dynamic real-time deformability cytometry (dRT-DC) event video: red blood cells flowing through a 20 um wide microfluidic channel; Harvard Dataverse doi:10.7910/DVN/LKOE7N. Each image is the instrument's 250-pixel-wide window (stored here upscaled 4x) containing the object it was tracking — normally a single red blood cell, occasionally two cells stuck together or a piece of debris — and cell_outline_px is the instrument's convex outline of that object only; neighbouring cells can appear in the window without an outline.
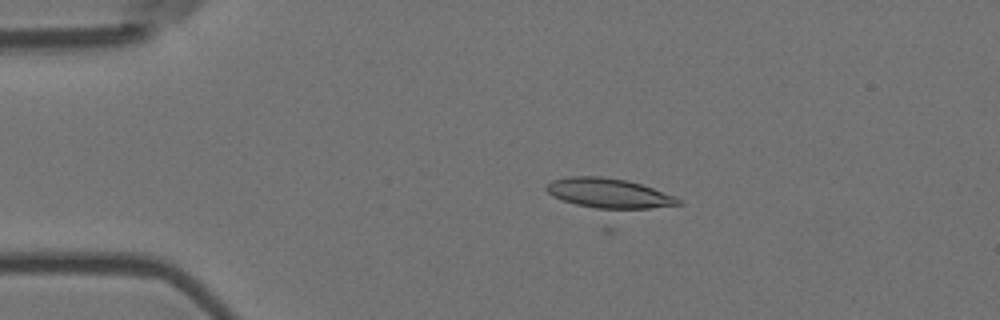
{"species": "Egyptian fruit bat (a non-hibernating species)", "species_latin": "Rousettus aegyptiacus", "temperature_condition": "room temperature", "stored_images_in_passage": 12, "camera_frame_rate_fps": 3000, "um_per_image_px": 0.085, "animal": {"sex": "female"}, "frame": {"image": 1, "passage_image": 5, "time_ms": 1.333, "image_size_px": [1000, 320], "cell_outline_px": [[680, 204], [648, 208], [612, 212], [604, 212], [576, 204], [552, 196], [544, 188], [552, 180], [572, 176], [600, 176], [628, 180], [676, 196], [680, 200]], "centroid_in_image_um": [51.74, 16.47], "position_along_channel_um": 33.3, "area_um2": 23.47}}